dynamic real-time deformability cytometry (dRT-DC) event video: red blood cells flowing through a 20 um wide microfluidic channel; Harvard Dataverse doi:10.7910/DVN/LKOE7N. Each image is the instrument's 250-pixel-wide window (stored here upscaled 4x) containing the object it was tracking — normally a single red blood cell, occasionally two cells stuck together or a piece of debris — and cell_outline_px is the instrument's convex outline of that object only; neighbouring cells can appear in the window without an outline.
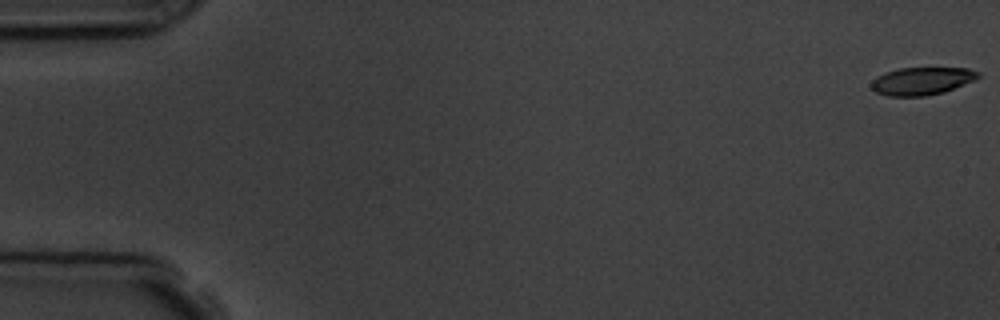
{"species": "common noctule bat (a hibernating species)", "species_latin": "Nyctalus noctula", "temperature_condition": "room temperature", "stored_images_in_passage": 5, "camera_frame_rate_fps": 3000, "um_per_image_px": 0.085, "animal": {"sex": "male", "body_mass_g": 19.5, "forearm_length_mm": 54.6}, "frame": {"image": 1, "passage_image": 1, "time_ms": 0.0, "image_size_px": [1000, 320], "cell_outline_px": [[980, 76], [972, 80], [944, 92], [924, 96], [888, 96], [876, 92], [872, 88], [872, 80], [876, 76], [900, 68], [968, 68], [980, 72]], "centroid_in_image_um": [78.34, 6.88], "position_along_channel_um": 6.7, "area_um2": 16.99}}
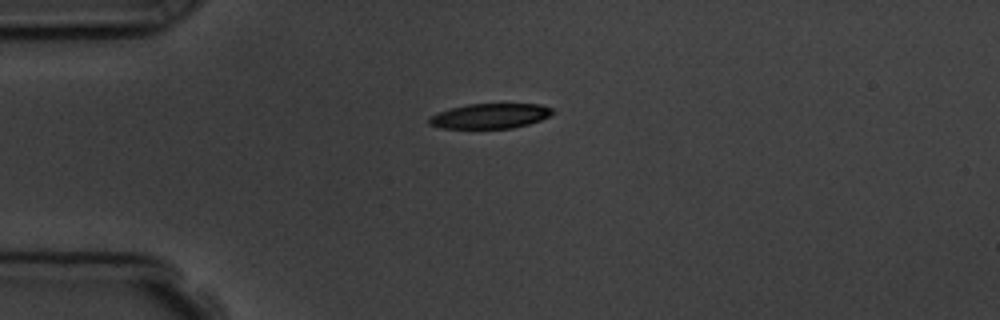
{"frame": {"image": 2, "passage_image": 4, "time_ms": 4.333, "image_size_px": [1000, 320], "cell_outline_px": [[556, 112], [540, 120], [528, 124], [512, 128], [440, 128], [428, 124], [428, 116], [452, 108], [468, 104], [540, 104], [552, 108]], "centroid_in_image_um": [41.65, 9.86], "position_along_channel_um": 43.3, "area_um2": 17.92}}